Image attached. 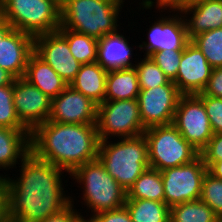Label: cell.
Here are the masks:
<instances>
[{
	"label": "cell",
	"instance_id": "obj_2",
	"mask_svg": "<svg viewBox=\"0 0 222 222\" xmlns=\"http://www.w3.org/2000/svg\"><path fill=\"white\" fill-rule=\"evenodd\" d=\"M100 139L96 124L46 121L30 132V152L70 175L77 167L98 158Z\"/></svg>",
	"mask_w": 222,
	"mask_h": 222
},
{
	"label": "cell",
	"instance_id": "obj_24",
	"mask_svg": "<svg viewBox=\"0 0 222 222\" xmlns=\"http://www.w3.org/2000/svg\"><path fill=\"white\" fill-rule=\"evenodd\" d=\"M127 199H145L164 202L161 172L147 168L127 191Z\"/></svg>",
	"mask_w": 222,
	"mask_h": 222
},
{
	"label": "cell",
	"instance_id": "obj_37",
	"mask_svg": "<svg viewBox=\"0 0 222 222\" xmlns=\"http://www.w3.org/2000/svg\"><path fill=\"white\" fill-rule=\"evenodd\" d=\"M73 200L71 195V203L69 205L40 222H84L85 217L79 212V209L77 211V208H74L75 202Z\"/></svg>",
	"mask_w": 222,
	"mask_h": 222
},
{
	"label": "cell",
	"instance_id": "obj_45",
	"mask_svg": "<svg viewBox=\"0 0 222 222\" xmlns=\"http://www.w3.org/2000/svg\"><path fill=\"white\" fill-rule=\"evenodd\" d=\"M216 222H222V218H219Z\"/></svg>",
	"mask_w": 222,
	"mask_h": 222
},
{
	"label": "cell",
	"instance_id": "obj_13",
	"mask_svg": "<svg viewBox=\"0 0 222 222\" xmlns=\"http://www.w3.org/2000/svg\"><path fill=\"white\" fill-rule=\"evenodd\" d=\"M13 102L18 119L30 132L48 121L51 99L26 79L13 81Z\"/></svg>",
	"mask_w": 222,
	"mask_h": 222
},
{
	"label": "cell",
	"instance_id": "obj_44",
	"mask_svg": "<svg viewBox=\"0 0 222 222\" xmlns=\"http://www.w3.org/2000/svg\"><path fill=\"white\" fill-rule=\"evenodd\" d=\"M202 0H192V4Z\"/></svg>",
	"mask_w": 222,
	"mask_h": 222
},
{
	"label": "cell",
	"instance_id": "obj_38",
	"mask_svg": "<svg viewBox=\"0 0 222 222\" xmlns=\"http://www.w3.org/2000/svg\"><path fill=\"white\" fill-rule=\"evenodd\" d=\"M203 93L212 97L222 98V67L214 68Z\"/></svg>",
	"mask_w": 222,
	"mask_h": 222
},
{
	"label": "cell",
	"instance_id": "obj_4",
	"mask_svg": "<svg viewBox=\"0 0 222 222\" xmlns=\"http://www.w3.org/2000/svg\"><path fill=\"white\" fill-rule=\"evenodd\" d=\"M98 159L126 191L149 168L148 145L144 134L100 141Z\"/></svg>",
	"mask_w": 222,
	"mask_h": 222
},
{
	"label": "cell",
	"instance_id": "obj_18",
	"mask_svg": "<svg viewBox=\"0 0 222 222\" xmlns=\"http://www.w3.org/2000/svg\"><path fill=\"white\" fill-rule=\"evenodd\" d=\"M181 13L186 21L190 40L200 33L222 28V0L198 1L185 7Z\"/></svg>",
	"mask_w": 222,
	"mask_h": 222
},
{
	"label": "cell",
	"instance_id": "obj_46",
	"mask_svg": "<svg viewBox=\"0 0 222 222\" xmlns=\"http://www.w3.org/2000/svg\"><path fill=\"white\" fill-rule=\"evenodd\" d=\"M0 16H1V0H0Z\"/></svg>",
	"mask_w": 222,
	"mask_h": 222
},
{
	"label": "cell",
	"instance_id": "obj_12",
	"mask_svg": "<svg viewBox=\"0 0 222 222\" xmlns=\"http://www.w3.org/2000/svg\"><path fill=\"white\" fill-rule=\"evenodd\" d=\"M179 14V15H178ZM165 17V18H164ZM157 21L149 25L147 31V41H142V44L137 46L139 50H145V55L151 56L155 52L165 50H183L191 41L188 38L187 25L184 15L181 12L176 14L158 17Z\"/></svg>",
	"mask_w": 222,
	"mask_h": 222
},
{
	"label": "cell",
	"instance_id": "obj_6",
	"mask_svg": "<svg viewBox=\"0 0 222 222\" xmlns=\"http://www.w3.org/2000/svg\"><path fill=\"white\" fill-rule=\"evenodd\" d=\"M1 16L35 38L60 28L61 0H1Z\"/></svg>",
	"mask_w": 222,
	"mask_h": 222
},
{
	"label": "cell",
	"instance_id": "obj_43",
	"mask_svg": "<svg viewBox=\"0 0 222 222\" xmlns=\"http://www.w3.org/2000/svg\"><path fill=\"white\" fill-rule=\"evenodd\" d=\"M112 1H115V2H117V3H119V4H122V5L125 4V3H123V2H125V0H112Z\"/></svg>",
	"mask_w": 222,
	"mask_h": 222
},
{
	"label": "cell",
	"instance_id": "obj_23",
	"mask_svg": "<svg viewBox=\"0 0 222 222\" xmlns=\"http://www.w3.org/2000/svg\"><path fill=\"white\" fill-rule=\"evenodd\" d=\"M139 92L135 67L108 71L104 101L137 99Z\"/></svg>",
	"mask_w": 222,
	"mask_h": 222
},
{
	"label": "cell",
	"instance_id": "obj_9",
	"mask_svg": "<svg viewBox=\"0 0 222 222\" xmlns=\"http://www.w3.org/2000/svg\"><path fill=\"white\" fill-rule=\"evenodd\" d=\"M160 172L164 185V202L169 207L200 199L202 182L208 172L201 156L189 164Z\"/></svg>",
	"mask_w": 222,
	"mask_h": 222
},
{
	"label": "cell",
	"instance_id": "obj_5",
	"mask_svg": "<svg viewBox=\"0 0 222 222\" xmlns=\"http://www.w3.org/2000/svg\"><path fill=\"white\" fill-rule=\"evenodd\" d=\"M70 176L80 188L82 185L83 205L91 209L92 216L125 205L127 191L108 174L98 158L77 167Z\"/></svg>",
	"mask_w": 222,
	"mask_h": 222
},
{
	"label": "cell",
	"instance_id": "obj_25",
	"mask_svg": "<svg viewBox=\"0 0 222 222\" xmlns=\"http://www.w3.org/2000/svg\"><path fill=\"white\" fill-rule=\"evenodd\" d=\"M132 222H170V207L165 202L126 199Z\"/></svg>",
	"mask_w": 222,
	"mask_h": 222
},
{
	"label": "cell",
	"instance_id": "obj_7",
	"mask_svg": "<svg viewBox=\"0 0 222 222\" xmlns=\"http://www.w3.org/2000/svg\"><path fill=\"white\" fill-rule=\"evenodd\" d=\"M143 134L148 145L150 168L162 171L189 164L200 156L173 124L153 126Z\"/></svg>",
	"mask_w": 222,
	"mask_h": 222
},
{
	"label": "cell",
	"instance_id": "obj_22",
	"mask_svg": "<svg viewBox=\"0 0 222 222\" xmlns=\"http://www.w3.org/2000/svg\"><path fill=\"white\" fill-rule=\"evenodd\" d=\"M107 74L108 71L97 62L82 64L69 85L99 105L104 102Z\"/></svg>",
	"mask_w": 222,
	"mask_h": 222
},
{
	"label": "cell",
	"instance_id": "obj_31",
	"mask_svg": "<svg viewBox=\"0 0 222 222\" xmlns=\"http://www.w3.org/2000/svg\"><path fill=\"white\" fill-rule=\"evenodd\" d=\"M200 200L208 204L214 213L222 218V180L207 172L202 182Z\"/></svg>",
	"mask_w": 222,
	"mask_h": 222
},
{
	"label": "cell",
	"instance_id": "obj_19",
	"mask_svg": "<svg viewBox=\"0 0 222 222\" xmlns=\"http://www.w3.org/2000/svg\"><path fill=\"white\" fill-rule=\"evenodd\" d=\"M125 35L118 31L98 39L97 63L105 70H116L134 67L132 63L133 48Z\"/></svg>",
	"mask_w": 222,
	"mask_h": 222
},
{
	"label": "cell",
	"instance_id": "obj_40",
	"mask_svg": "<svg viewBox=\"0 0 222 222\" xmlns=\"http://www.w3.org/2000/svg\"><path fill=\"white\" fill-rule=\"evenodd\" d=\"M207 170L213 177L222 180V160L212 163Z\"/></svg>",
	"mask_w": 222,
	"mask_h": 222
},
{
	"label": "cell",
	"instance_id": "obj_16",
	"mask_svg": "<svg viewBox=\"0 0 222 222\" xmlns=\"http://www.w3.org/2000/svg\"><path fill=\"white\" fill-rule=\"evenodd\" d=\"M97 104L68 85L51 99L49 121L71 124H96Z\"/></svg>",
	"mask_w": 222,
	"mask_h": 222
},
{
	"label": "cell",
	"instance_id": "obj_17",
	"mask_svg": "<svg viewBox=\"0 0 222 222\" xmlns=\"http://www.w3.org/2000/svg\"><path fill=\"white\" fill-rule=\"evenodd\" d=\"M33 52L34 37L12 29L0 42V67L15 79L23 78Z\"/></svg>",
	"mask_w": 222,
	"mask_h": 222
},
{
	"label": "cell",
	"instance_id": "obj_36",
	"mask_svg": "<svg viewBox=\"0 0 222 222\" xmlns=\"http://www.w3.org/2000/svg\"><path fill=\"white\" fill-rule=\"evenodd\" d=\"M87 222H132L131 215L126 208L122 206L117 209L103 211L85 219Z\"/></svg>",
	"mask_w": 222,
	"mask_h": 222
},
{
	"label": "cell",
	"instance_id": "obj_41",
	"mask_svg": "<svg viewBox=\"0 0 222 222\" xmlns=\"http://www.w3.org/2000/svg\"><path fill=\"white\" fill-rule=\"evenodd\" d=\"M15 78L6 70L0 67V87L11 85Z\"/></svg>",
	"mask_w": 222,
	"mask_h": 222
},
{
	"label": "cell",
	"instance_id": "obj_10",
	"mask_svg": "<svg viewBox=\"0 0 222 222\" xmlns=\"http://www.w3.org/2000/svg\"><path fill=\"white\" fill-rule=\"evenodd\" d=\"M182 137L201 152L214 135L203 102L196 95H182L172 123Z\"/></svg>",
	"mask_w": 222,
	"mask_h": 222
},
{
	"label": "cell",
	"instance_id": "obj_35",
	"mask_svg": "<svg viewBox=\"0 0 222 222\" xmlns=\"http://www.w3.org/2000/svg\"><path fill=\"white\" fill-rule=\"evenodd\" d=\"M204 164L208 168L212 163L222 160V133L214 134L208 145L200 152Z\"/></svg>",
	"mask_w": 222,
	"mask_h": 222
},
{
	"label": "cell",
	"instance_id": "obj_11",
	"mask_svg": "<svg viewBox=\"0 0 222 222\" xmlns=\"http://www.w3.org/2000/svg\"><path fill=\"white\" fill-rule=\"evenodd\" d=\"M181 96L176 85L140 89L137 100L143 127L172 124Z\"/></svg>",
	"mask_w": 222,
	"mask_h": 222
},
{
	"label": "cell",
	"instance_id": "obj_29",
	"mask_svg": "<svg viewBox=\"0 0 222 222\" xmlns=\"http://www.w3.org/2000/svg\"><path fill=\"white\" fill-rule=\"evenodd\" d=\"M134 61L140 89L155 88L160 85H175L149 56Z\"/></svg>",
	"mask_w": 222,
	"mask_h": 222
},
{
	"label": "cell",
	"instance_id": "obj_33",
	"mask_svg": "<svg viewBox=\"0 0 222 222\" xmlns=\"http://www.w3.org/2000/svg\"><path fill=\"white\" fill-rule=\"evenodd\" d=\"M196 96L204 104L213 134L222 133V98L208 96L203 92Z\"/></svg>",
	"mask_w": 222,
	"mask_h": 222
},
{
	"label": "cell",
	"instance_id": "obj_21",
	"mask_svg": "<svg viewBox=\"0 0 222 222\" xmlns=\"http://www.w3.org/2000/svg\"><path fill=\"white\" fill-rule=\"evenodd\" d=\"M30 153V131L0 127V171L15 167ZM8 169V170H7Z\"/></svg>",
	"mask_w": 222,
	"mask_h": 222
},
{
	"label": "cell",
	"instance_id": "obj_28",
	"mask_svg": "<svg viewBox=\"0 0 222 222\" xmlns=\"http://www.w3.org/2000/svg\"><path fill=\"white\" fill-rule=\"evenodd\" d=\"M191 42L201 50L213 69L222 67V28L200 33Z\"/></svg>",
	"mask_w": 222,
	"mask_h": 222
},
{
	"label": "cell",
	"instance_id": "obj_42",
	"mask_svg": "<svg viewBox=\"0 0 222 222\" xmlns=\"http://www.w3.org/2000/svg\"><path fill=\"white\" fill-rule=\"evenodd\" d=\"M13 29V27L0 16V42Z\"/></svg>",
	"mask_w": 222,
	"mask_h": 222
},
{
	"label": "cell",
	"instance_id": "obj_14",
	"mask_svg": "<svg viewBox=\"0 0 222 222\" xmlns=\"http://www.w3.org/2000/svg\"><path fill=\"white\" fill-rule=\"evenodd\" d=\"M34 52L69 85L82 64L72 55L67 40L58 32L34 38Z\"/></svg>",
	"mask_w": 222,
	"mask_h": 222
},
{
	"label": "cell",
	"instance_id": "obj_26",
	"mask_svg": "<svg viewBox=\"0 0 222 222\" xmlns=\"http://www.w3.org/2000/svg\"><path fill=\"white\" fill-rule=\"evenodd\" d=\"M57 31L67 40L72 55L80 64L97 61L98 39L62 26Z\"/></svg>",
	"mask_w": 222,
	"mask_h": 222
},
{
	"label": "cell",
	"instance_id": "obj_32",
	"mask_svg": "<svg viewBox=\"0 0 222 222\" xmlns=\"http://www.w3.org/2000/svg\"><path fill=\"white\" fill-rule=\"evenodd\" d=\"M183 50H165L153 53L150 57L164 72V74L174 81L177 77L178 68Z\"/></svg>",
	"mask_w": 222,
	"mask_h": 222
},
{
	"label": "cell",
	"instance_id": "obj_8",
	"mask_svg": "<svg viewBox=\"0 0 222 222\" xmlns=\"http://www.w3.org/2000/svg\"><path fill=\"white\" fill-rule=\"evenodd\" d=\"M97 132L100 141L131 138L146 130L140 118L137 99L104 101L97 106ZM111 138V139H110Z\"/></svg>",
	"mask_w": 222,
	"mask_h": 222
},
{
	"label": "cell",
	"instance_id": "obj_1",
	"mask_svg": "<svg viewBox=\"0 0 222 222\" xmlns=\"http://www.w3.org/2000/svg\"><path fill=\"white\" fill-rule=\"evenodd\" d=\"M20 164L18 178L6 175L10 222H40L71 203L62 181L66 171L31 152Z\"/></svg>",
	"mask_w": 222,
	"mask_h": 222
},
{
	"label": "cell",
	"instance_id": "obj_3",
	"mask_svg": "<svg viewBox=\"0 0 222 222\" xmlns=\"http://www.w3.org/2000/svg\"><path fill=\"white\" fill-rule=\"evenodd\" d=\"M122 7L112 0H61V26L100 39L119 31Z\"/></svg>",
	"mask_w": 222,
	"mask_h": 222
},
{
	"label": "cell",
	"instance_id": "obj_39",
	"mask_svg": "<svg viewBox=\"0 0 222 222\" xmlns=\"http://www.w3.org/2000/svg\"><path fill=\"white\" fill-rule=\"evenodd\" d=\"M8 184L6 175H0V222H10L8 218Z\"/></svg>",
	"mask_w": 222,
	"mask_h": 222
},
{
	"label": "cell",
	"instance_id": "obj_30",
	"mask_svg": "<svg viewBox=\"0 0 222 222\" xmlns=\"http://www.w3.org/2000/svg\"><path fill=\"white\" fill-rule=\"evenodd\" d=\"M0 127L28 130L18 119L13 102V83L0 87Z\"/></svg>",
	"mask_w": 222,
	"mask_h": 222
},
{
	"label": "cell",
	"instance_id": "obj_15",
	"mask_svg": "<svg viewBox=\"0 0 222 222\" xmlns=\"http://www.w3.org/2000/svg\"><path fill=\"white\" fill-rule=\"evenodd\" d=\"M212 70L201 50L190 41L183 49L173 83L182 95H197L206 88Z\"/></svg>",
	"mask_w": 222,
	"mask_h": 222
},
{
	"label": "cell",
	"instance_id": "obj_34",
	"mask_svg": "<svg viewBox=\"0 0 222 222\" xmlns=\"http://www.w3.org/2000/svg\"><path fill=\"white\" fill-rule=\"evenodd\" d=\"M191 4L192 0H142L141 3H139L140 5L139 9L142 8L143 10L144 9L149 10L152 9L154 6H156V9L159 8L157 9V11L159 10V13L160 10L163 13L168 9L170 13L173 11H174L173 13H175V11L181 12L185 7L190 6Z\"/></svg>",
	"mask_w": 222,
	"mask_h": 222
},
{
	"label": "cell",
	"instance_id": "obj_20",
	"mask_svg": "<svg viewBox=\"0 0 222 222\" xmlns=\"http://www.w3.org/2000/svg\"><path fill=\"white\" fill-rule=\"evenodd\" d=\"M50 99L57 97L68 84L35 52L31 54L23 77Z\"/></svg>",
	"mask_w": 222,
	"mask_h": 222
},
{
	"label": "cell",
	"instance_id": "obj_27",
	"mask_svg": "<svg viewBox=\"0 0 222 222\" xmlns=\"http://www.w3.org/2000/svg\"><path fill=\"white\" fill-rule=\"evenodd\" d=\"M219 217L200 199L170 207V222H216Z\"/></svg>",
	"mask_w": 222,
	"mask_h": 222
}]
</instances>
